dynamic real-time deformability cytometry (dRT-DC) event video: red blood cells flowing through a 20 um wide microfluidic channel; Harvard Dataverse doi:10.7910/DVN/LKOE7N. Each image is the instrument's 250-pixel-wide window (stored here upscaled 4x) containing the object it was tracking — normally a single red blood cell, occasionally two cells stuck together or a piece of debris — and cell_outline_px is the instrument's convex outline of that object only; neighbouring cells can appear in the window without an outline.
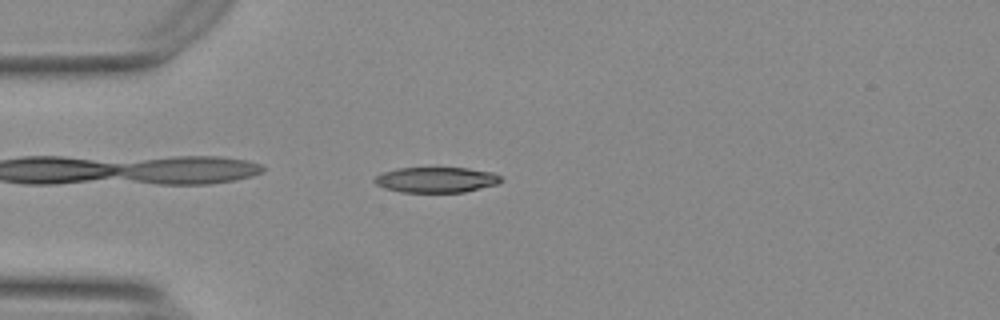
{"species": "Egyptian fruit bat (a non-hibernating species)", "species_latin": "Rousettus aegyptiacus", "temperature_condition": "warm", "stored_images_in_passage": 43, "camera_frame_rate_fps": 3000, "um_per_image_px": 0.085, "animal": {"sex": "female"}, "frame": {"image": 1, "passage_image": 3, "time_ms": 0.667, "image_size_px": [1000, 320], "cell_outline_px": [[504, 180], [496, 184], [464, 192], [400, 192], [384, 188], [376, 184], [372, 180], [380, 172], [396, 168], [468, 168], [492, 172], [500, 176]], "centroid_in_image_um": [37.03, 15.28], "position_along_channel_um": 48.0, "area_um2": 18.84}}
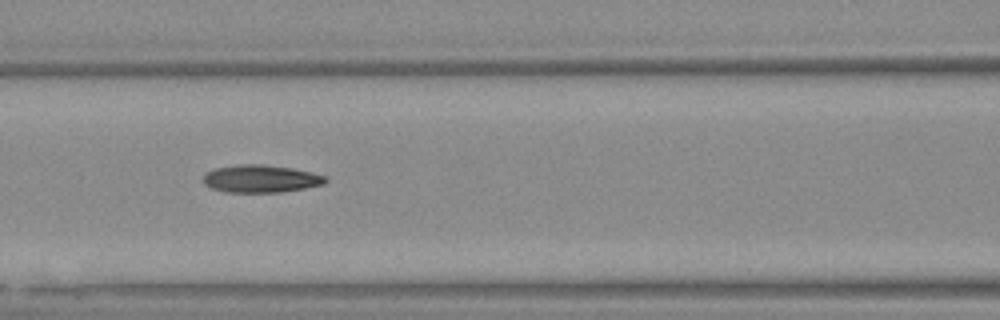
{"frame": {"image": 2, "passage_image": 12, "time_ms": 3.667, "image_size_px": [1000, 320], "cell_outline_px": [[328, 180], [324, 184], [304, 188], [280, 192], [224, 192], [212, 188], [204, 184], [204, 172], [216, 168], [236, 164], [264, 164], [292, 168], [328, 176]], "centroid_in_image_um": [22.16, 15.18], "position_along_channel_um": 144.4, "area_um2": 19.77}}
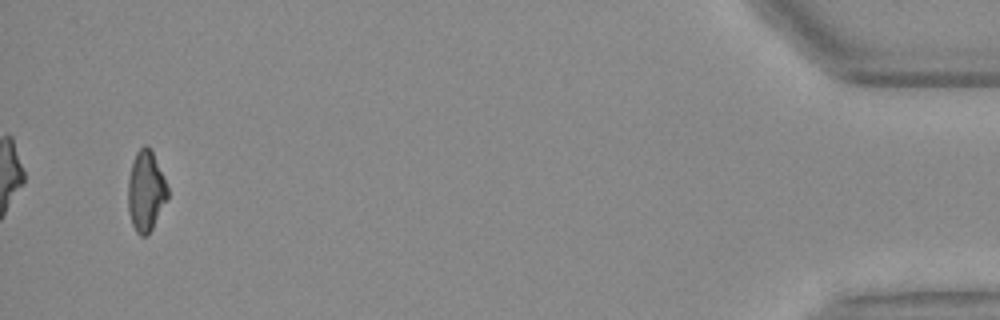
{"frame": {"image": 3, "passage_image": 41, "time_ms": 13.333, "image_size_px": [1000, 320], "cell_outline_px": [[168, 196], [152, 228], [144, 236], [140, 236], [136, 232], [132, 224], [128, 212], [128, 180], [132, 164], [136, 152], [144, 144], [148, 144], [152, 148], [164, 176], [168, 188]], "centroid_in_image_um": [12.39, 16.18], "position_along_channel_um": 422.8, "area_um2": 18.61}, "authors_computed_cell_mechanics": {"area_um2": 19.074, "velocity_mm_per_s": 3.7385, "shape_relaxation_time_tau1_ms": null, "shape_relaxation_time_tau2_ms": 4.4617, "deformation_change_tau1": null, "deformation_change_tau2": 0.1338}}